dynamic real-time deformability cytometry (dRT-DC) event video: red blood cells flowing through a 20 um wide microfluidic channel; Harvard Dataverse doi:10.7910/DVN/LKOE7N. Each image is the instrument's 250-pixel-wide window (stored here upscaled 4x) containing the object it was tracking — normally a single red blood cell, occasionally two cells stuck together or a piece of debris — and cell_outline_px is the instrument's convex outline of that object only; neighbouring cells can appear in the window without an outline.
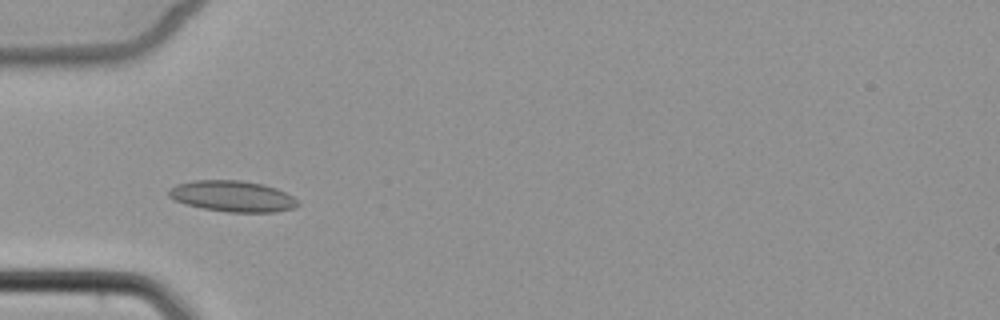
{"species": "common noctule bat (a hibernating species)", "species_latin": "Nyctalus noctula", "temperature_condition": "cold", "stored_images_in_passage": 4, "camera_frame_rate_fps": 3000, "um_per_image_px": 0.085, "animal": {"sex": "female", "body_mass_g": 22.7, "forearm_length_mm": 54.2}, "frame": {"image": 1, "passage_image": 2, "time_ms": 1.0, "image_size_px": [1000, 320], "cell_outline_px": [[300, 204], [292, 208], [276, 212], [228, 212], [204, 208], [184, 204], [168, 196], [168, 188], [176, 184], [192, 180], [240, 180], [264, 184], [276, 188], [292, 196]], "centroid_in_image_um": [19.73, 16.67], "position_along_channel_um": 65.3, "area_um2": 23.35}}
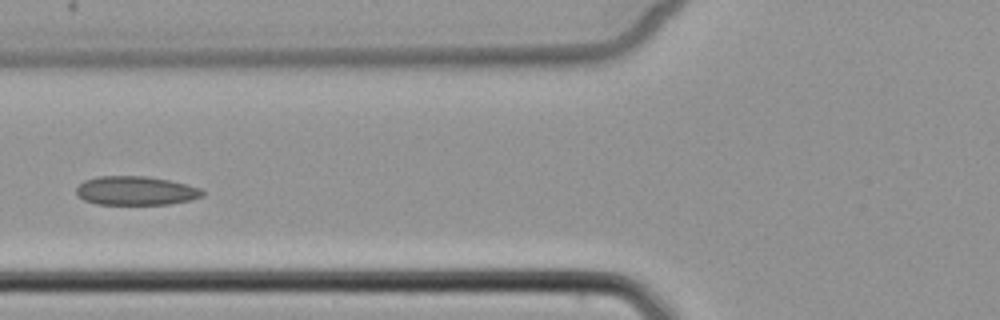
{"frame": {"image": 2, "passage_image": 3, "time_ms": 2.333, "image_size_px": [1000, 320], "cell_outline_px": [[204, 196], [192, 200], [168, 204], [96, 204], [84, 200], [76, 192], [76, 188], [84, 180], [96, 176], [144, 176], [168, 180], [188, 184], [200, 188], [204, 192]], "centroid_in_image_um": [11.56, 16.21], "position_along_channel_um": 114.2, "area_um2": 21.27}}
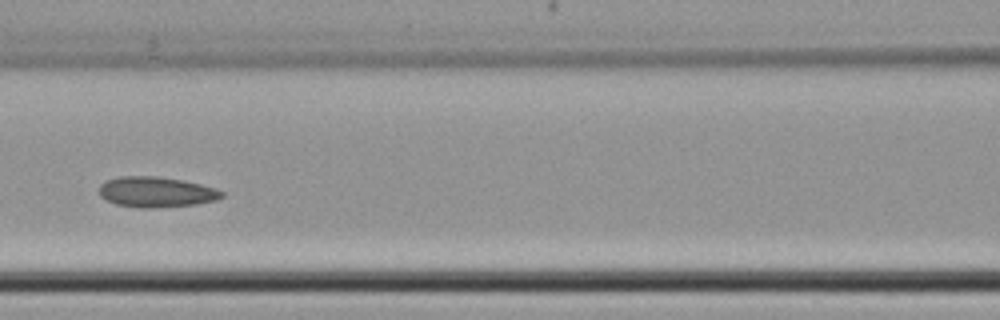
{"frame": {"image": 3, "passage_image": 4, "time_ms": 3.333, "image_size_px": [1000, 320], "cell_outline_px": [[224, 196], [216, 200], [196, 204], [152, 208], [140, 208], [116, 204], [100, 196], [100, 184], [104, 180], [120, 176], [156, 176], [180, 180], [200, 184], [216, 188], [224, 192]], "centroid_in_image_um": [13.27, 16.32], "position_along_channel_um": 153.3, "area_um2": 21.73}}